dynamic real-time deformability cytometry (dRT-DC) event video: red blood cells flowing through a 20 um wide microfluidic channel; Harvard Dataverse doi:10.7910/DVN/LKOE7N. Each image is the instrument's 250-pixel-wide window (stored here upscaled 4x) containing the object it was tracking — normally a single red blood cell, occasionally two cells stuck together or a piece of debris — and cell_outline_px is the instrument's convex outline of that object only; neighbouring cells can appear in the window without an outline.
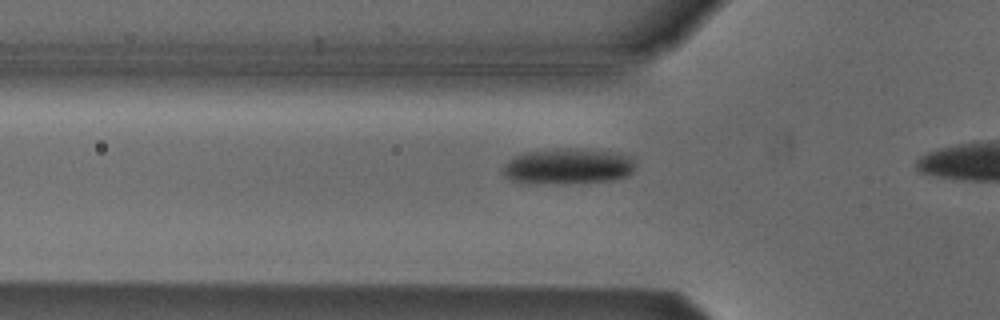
{"species": "Egyptian fruit bat (a non-hibernating species)", "species_latin": "Rousettus aegyptiacus", "temperature_condition": "cold", "stored_images_in_passage": 11, "camera_frame_rate_fps": 3000, "um_per_image_px": 0.085, "animal": {"sex": "male"}, "frame": {"image": 1, "passage_image": 2, "time_ms": 0.333, "image_size_px": [1000, 320], "cell_outline_px": [[636, 164], [632, 172], [628, 176], [612, 180], [572, 184], [528, 184], [512, 180], [504, 176], [500, 172], [504, 164], [508, 160], [524, 152], [556, 148], [580, 148], [616, 152], [628, 156], [636, 160]], "centroid_in_image_um": [48.26, 14.15], "position_along_channel_um": 77.5, "area_um2": 28.5}}
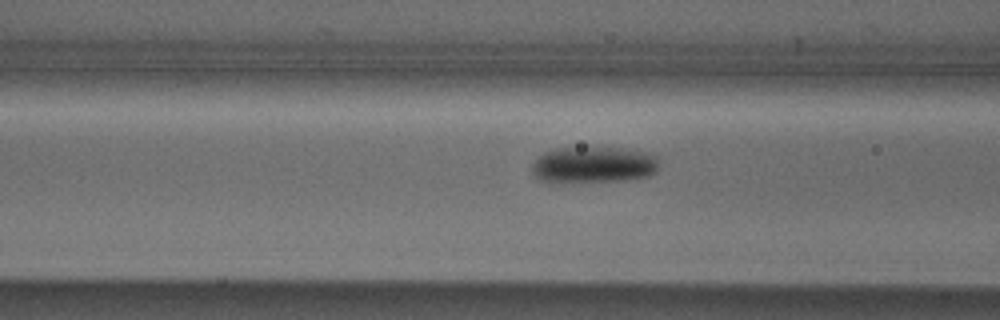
{"frame": {"image": 2, "passage_image": 5, "time_ms": 1.333, "image_size_px": [1000, 320], "cell_outline_px": [[656, 172], [648, 176], [624, 180], [552, 184], [540, 180], [532, 176], [532, 164], [544, 152], [556, 148], [620, 148], [644, 152], [656, 156]], "centroid_in_image_um": [50.36, 14.04], "position_along_channel_um": 116.2, "area_um2": 27.17}}
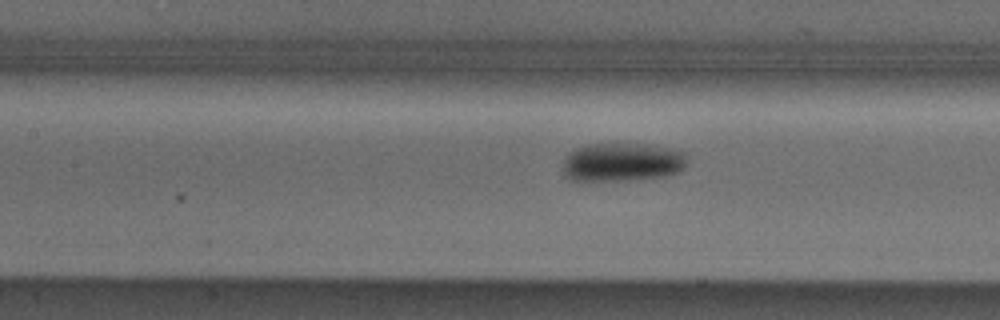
{"frame": {"image": 3, "passage_image": 8, "time_ms": 2.333, "image_size_px": [1000, 320], "cell_outline_px": [[688, 164], [680, 172], [668, 176], [624, 180], [572, 180], [564, 176], [564, 160], [576, 148], [588, 144], [648, 144], [668, 148], [684, 152], [688, 156]], "centroid_in_image_um": [52.96, 13.78], "position_along_channel_um": 154.4, "area_um2": 27.98}}